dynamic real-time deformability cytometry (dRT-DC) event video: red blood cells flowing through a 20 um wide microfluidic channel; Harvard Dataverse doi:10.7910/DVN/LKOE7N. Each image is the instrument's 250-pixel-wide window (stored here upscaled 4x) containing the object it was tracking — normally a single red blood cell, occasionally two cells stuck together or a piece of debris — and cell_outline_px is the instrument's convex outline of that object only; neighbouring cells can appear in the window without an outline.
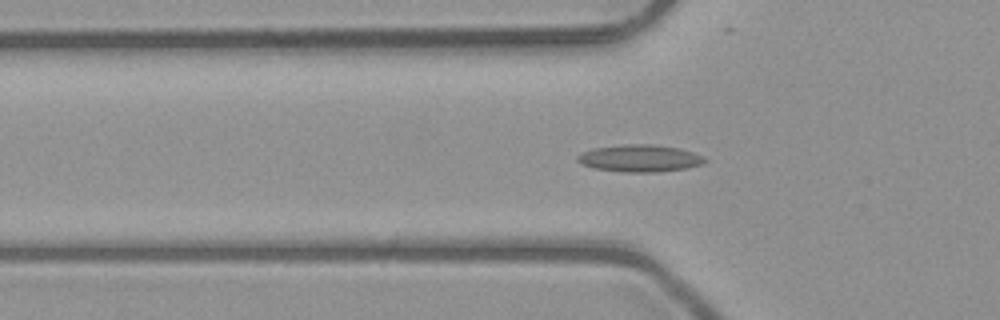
{"species": "common noctule bat (a hibernating species)", "species_latin": "Nyctalus noctula", "temperature_condition": "room temperature", "stored_images_in_passage": 42, "camera_frame_rate_fps": 3000, "um_per_image_px": 0.085, "animal": {"sex": "male", "body_mass_g": 23.1, "forearm_length_mm": 52.7}, "frame": {"image": 1, "passage_image": 12, "time_ms": 3.667, "image_size_px": [1000, 320], "cell_outline_px": [[708, 160], [704, 164], [688, 168], [656, 172], [624, 172], [592, 168], [580, 164], [576, 160], [576, 156], [580, 152], [592, 148], [620, 144], [652, 144], [680, 148], [704, 156]], "centroid_in_image_um": [54.36, 13.45], "position_along_channel_um": 71.4, "area_um2": 20.58}}
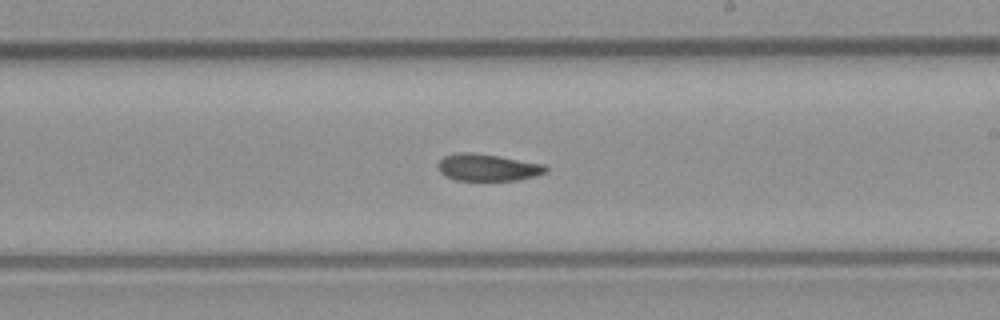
{"frame": {"image": 2, "passage_image": 25, "time_ms": 8.0, "image_size_px": [1000, 320], "cell_outline_px": [[548, 172], [536, 176], [516, 180], [456, 180], [444, 176], [440, 172], [436, 164], [444, 156], [460, 152], [472, 152], [500, 156], [544, 164], [548, 168]], "centroid_in_image_um": [41.45, 14.23], "position_along_channel_um": 247.6, "area_um2": 17.11}}
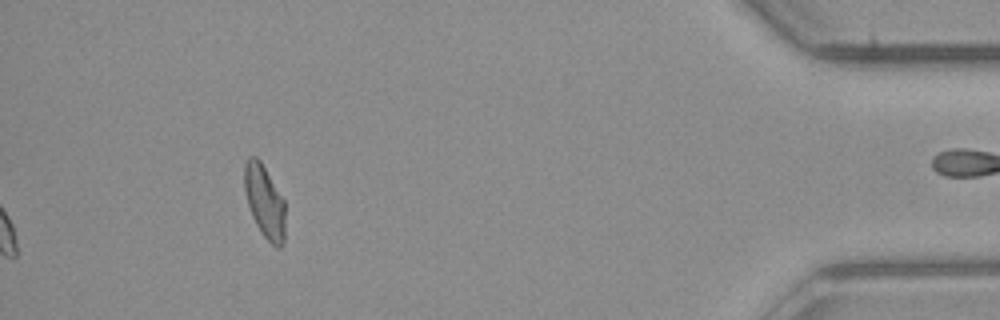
{"frame": {"image": 3, "passage_image": 42, "time_ms": 13.667, "image_size_px": [1000, 320], "cell_outline_px": [[284, 240], [280, 248], [276, 248], [264, 236], [256, 224], [252, 216], [248, 204], [244, 188], [244, 164], [248, 156], [256, 156], [260, 160], [284, 200]], "centroid_in_image_um": [22.47, 17.11], "position_along_channel_um": 412.7, "area_um2": 17.17}, "authors_computed_cell_mechanics": {"area_um2": 17.5134, "velocity_mm_per_s": 4.0346, "shape_relaxation_time_tau1_ms": 8.1829, "shape_relaxation_time_tau2_ms": 5.6167, "deformation_change_tau1": 0.1724, "deformation_change_tau2": 0.0955}}